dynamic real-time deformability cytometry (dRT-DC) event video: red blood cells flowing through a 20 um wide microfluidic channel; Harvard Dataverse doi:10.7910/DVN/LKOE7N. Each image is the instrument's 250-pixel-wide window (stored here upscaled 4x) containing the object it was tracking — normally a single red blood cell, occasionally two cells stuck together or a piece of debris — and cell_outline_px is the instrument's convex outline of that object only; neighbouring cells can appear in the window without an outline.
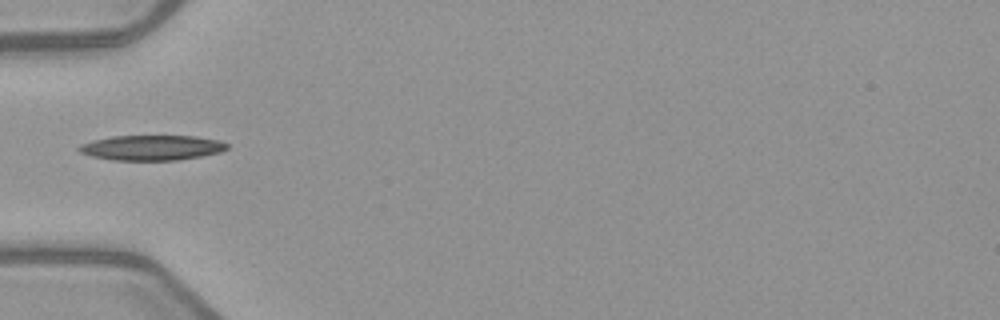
{"species": "common noctule bat (a hibernating species)", "species_latin": "Nyctalus noctula", "temperature_condition": "warm", "stored_images_in_passage": 3, "camera_frame_rate_fps": 3000, "um_per_image_px": 0.085, "animal": {"sex": "female", "body_mass_g": 21.9}, "frame": {"image": 1, "passage_image": 2, "time_ms": 1.333, "image_size_px": [1000, 320], "cell_outline_px": [[228, 148], [220, 152], [180, 160], [112, 160], [92, 156], [80, 152], [76, 148], [80, 144], [92, 140], [112, 136], [196, 136], [220, 140], [228, 144]], "centroid_in_image_um": [12.89, 12.55], "position_along_channel_um": 72.1, "area_um2": 21.73}}
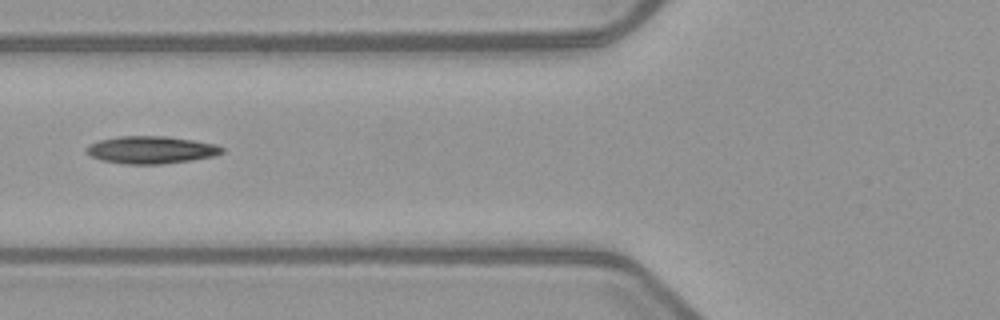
{"frame": {"image": 2, "passage_image": 3, "time_ms": 2.333, "image_size_px": [1000, 320], "cell_outline_px": [[224, 152], [216, 156], [192, 160], [160, 164], [124, 164], [100, 160], [92, 156], [84, 148], [88, 144], [100, 140], [120, 136], [164, 136], [192, 140], [216, 144], [224, 148]], "centroid_in_image_um": [12.85, 12.74], "position_along_channel_um": 112.9, "area_um2": 21.73}}